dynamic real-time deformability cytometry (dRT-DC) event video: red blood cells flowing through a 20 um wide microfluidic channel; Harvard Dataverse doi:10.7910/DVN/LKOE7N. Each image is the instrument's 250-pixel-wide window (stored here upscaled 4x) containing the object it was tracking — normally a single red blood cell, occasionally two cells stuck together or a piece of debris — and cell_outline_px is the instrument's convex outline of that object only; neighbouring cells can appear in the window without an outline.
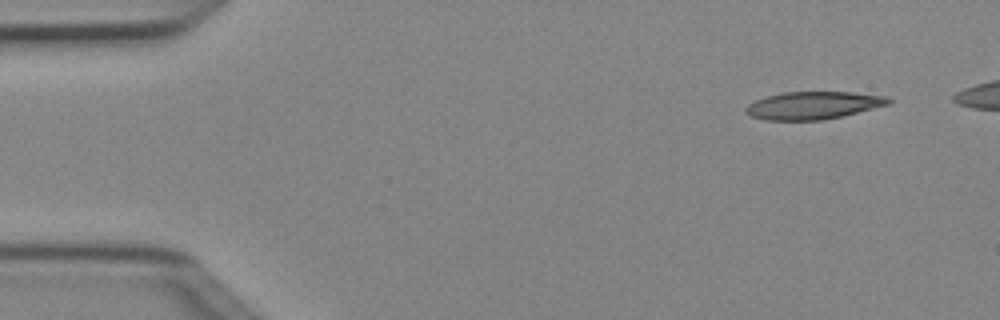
{"species": "Egyptian fruit bat (a non-hibernating species)", "species_latin": "Rousettus aegyptiacus", "temperature_condition": "cold", "stored_images_in_passage": 5, "camera_frame_rate_fps": 3000, "um_per_image_px": 0.085, "animal": {"sex": "female"}, "frame": {"image": 1, "passage_image": 1, "time_ms": 0.0, "image_size_px": [1000, 320], "cell_outline_px": [[892, 100], [888, 104], [844, 116], [824, 120], [764, 120], [752, 116], [744, 112], [744, 108], [748, 104], [756, 100], [768, 96], [784, 92], [852, 92], [888, 96]], "centroid_in_image_um": [69.12, 8.96], "position_along_channel_um": 15.9, "area_um2": 23.0}}